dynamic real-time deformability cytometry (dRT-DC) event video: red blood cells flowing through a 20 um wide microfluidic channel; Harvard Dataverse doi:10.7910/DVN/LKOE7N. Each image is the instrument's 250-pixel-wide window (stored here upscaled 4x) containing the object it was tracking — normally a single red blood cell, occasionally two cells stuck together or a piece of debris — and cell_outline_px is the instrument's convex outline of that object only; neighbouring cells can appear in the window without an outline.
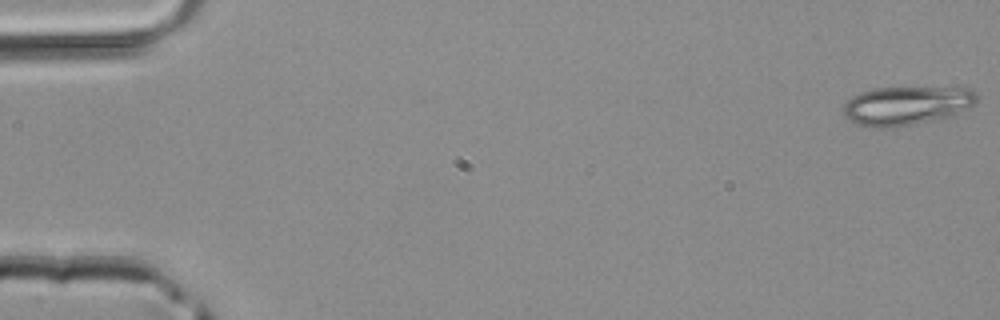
{"species": "common noctule bat (a hibernating species)", "species_latin": "Nyctalus noctula", "temperature_condition": "room temperature", "stored_images_in_passage": 4, "camera_frame_rate_fps": 3000, "um_per_image_px": 0.085, "animal": {"sex": "male", "body_mass_g": 20.4}, "frame": {"image": 1, "passage_image": 1, "time_ms": 0.0, "image_size_px": [1000, 320], "cell_outline_px": [[980, 100], [976, 104], [940, 120], [884, 128], [872, 128], [856, 124], [844, 116], [844, 104], [852, 96], [860, 92], [872, 88], [956, 88], [976, 92], [980, 96]], "centroid_in_image_um": [77.04, 8.99], "position_along_channel_um": 8.0, "area_um2": 30.17}}